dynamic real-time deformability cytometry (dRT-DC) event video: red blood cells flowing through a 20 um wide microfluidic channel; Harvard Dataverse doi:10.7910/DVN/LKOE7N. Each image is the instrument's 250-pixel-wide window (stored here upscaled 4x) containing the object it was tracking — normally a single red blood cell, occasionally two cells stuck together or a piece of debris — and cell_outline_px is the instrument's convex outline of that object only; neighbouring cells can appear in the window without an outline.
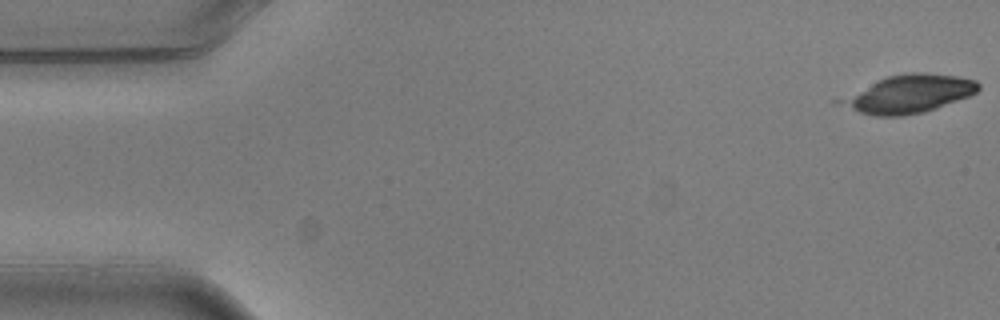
{"species": "common noctule bat (a hibernating species)", "species_latin": "Nyctalus noctula", "temperature_condition": "warm", "stored_images_in_passage": 6, "camera_frame_rate_fps": 3000, "um_per_image_px": 0.085, "animal": {"sex": "male", "body_mass_g": 20.5, "forearm_length_mm": 52.5}, "frame": {"image": 1, "passage_image": 1, "time_ms": 0.0, "image_size_px": [1000, 320], "cell_outline_px": [[980, 88], [976, 92], [968, 96], [936, 108], [924, 112], [900, 116], [876, 116], [860, 112], [832, 104], [832, 100], [888, 76], [908, 72], [924, 72], [956, 76], [976, 80], [980, 84]], "centroid_in_image_um": [77.16, 7.99], "position_along_channel_um": 7.8, "area_um2": 30.69}}